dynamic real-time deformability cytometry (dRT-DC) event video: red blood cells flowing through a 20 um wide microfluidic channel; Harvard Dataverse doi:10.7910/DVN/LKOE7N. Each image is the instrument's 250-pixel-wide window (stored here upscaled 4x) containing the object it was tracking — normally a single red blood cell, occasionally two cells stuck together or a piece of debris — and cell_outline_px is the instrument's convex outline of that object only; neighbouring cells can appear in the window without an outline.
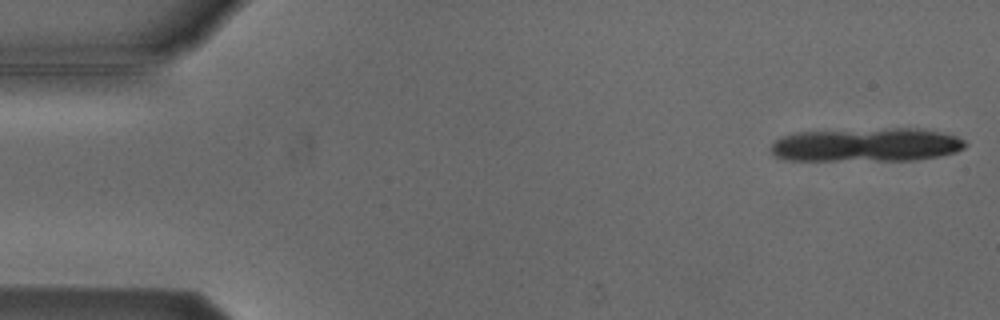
{"species": "Egyptian fruit bat (a non-hibernating species)", "species_latin": "Rousettus aegyptiacus", "temperature_condition": "cold", "stored_images_in_passage": 5, "camera_frame_rate_fps": 3000, "um_per_image_px": 0.085, "animal": {"sex": "male"}, "frame": {"image": 1, "passage_image": 1, "time_ms": 0.0, "image_size_px": [1000, 320], "cell_outline_px": [[968, 144], [964, 148], [956, 152], [940, 156], [916, 160], [784, 160], [772, 156], [772, 144], [776, 140], [784, 136], [796, 132], [892, 128], [920, 128], [956, 136], [964, 140]], "centroid_in_image_um": [73.67, 12.32], "position_along_channel_um": 11.3, "area_um2": 38.21}}
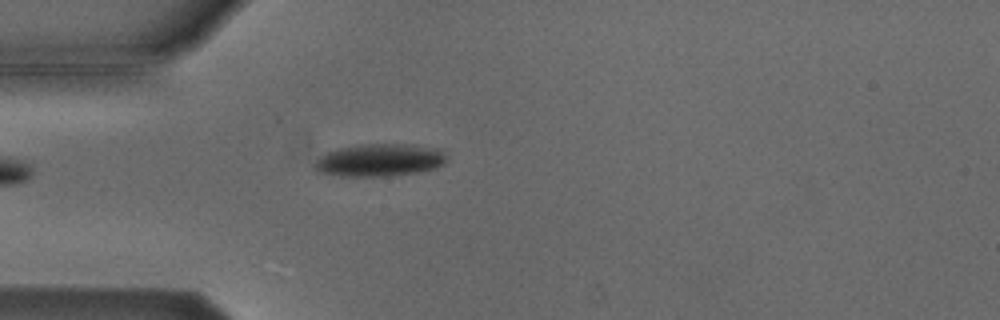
{"frame": {"image": 2, "passage_image": 5, "time_ms": 4.667, "image_size_px": [1000, 320], "cell_outline_px": [[448, 160], [444, 164], [436, 168], [416, 172], [384, 176], [344, 176], [316, 172], [316, 160], [320, 156], [336, 148], [360, 144], [412, 144], [444, 148], [448, 156]], "centroid_in_image_um": [32.35, 13.58], "position_along_channel_um": 52.6, "area_um2": 25.43}}